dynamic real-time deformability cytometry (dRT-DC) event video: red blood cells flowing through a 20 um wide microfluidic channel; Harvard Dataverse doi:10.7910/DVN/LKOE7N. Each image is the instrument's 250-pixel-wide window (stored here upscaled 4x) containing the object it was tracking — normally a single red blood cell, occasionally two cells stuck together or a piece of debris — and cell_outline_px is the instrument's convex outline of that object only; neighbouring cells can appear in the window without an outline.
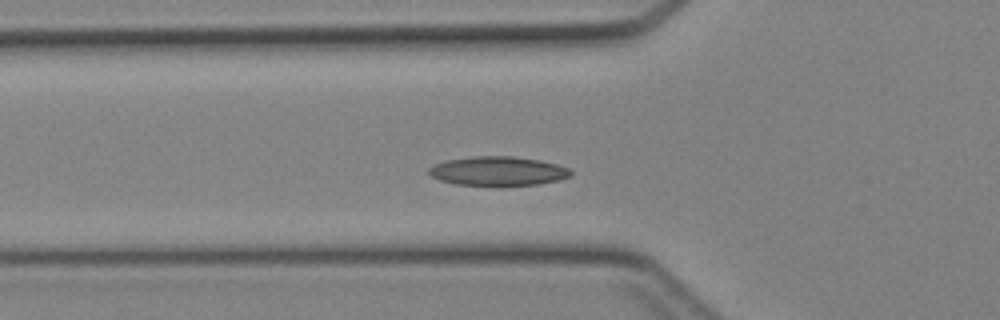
{"species": "Egyptian fruit bat (a non-hibernating species)", "species_latin": "Rousettus aegyptiacus", "temperature_condition": "cold", "stored_images_in_passage": 32, "camera_frame_rate_fps": 3000, "um_per_image_px": 0.085, "animal": {"sex": "female"}, "frame": {"image": 1, "passage_image": 2, "time_ms": 0.333, "image_size_px": [1000, 320], "cell_outline_px": [[572, 176], [560, 180], [540, 184], [500, 188], [456, 184], [440, 180], [432, 176], [428, 172], [428, 168], [444, 160], [472, 156], [512, 156], [540, 160], [556, 164], [568, 168], [572, 172]], "centroid_in_image_um": [42.34, 14.58], "position_along_channel_um": 83.5, "area_um2": 24.97}}
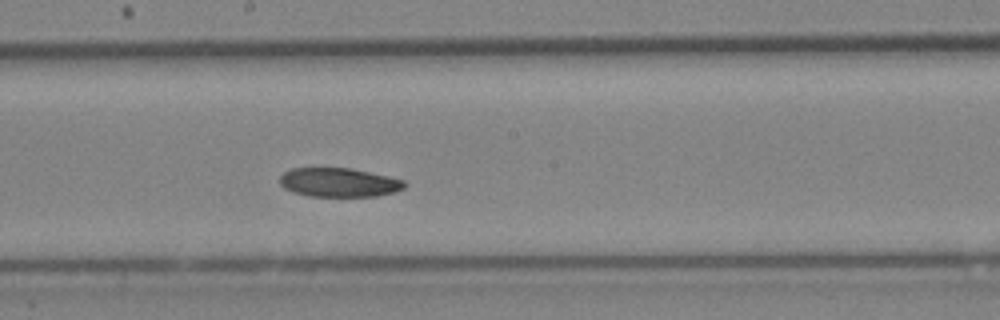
{"frame": {"image": 2, "passage_image": 11, "time_ms": 3.333, "image_size_px": [1000, 320], "cell_outline_px": [[408, 184], [404, 188], [396, 192], [376, 196], [308, 196], [292, 192], [284, 188], [280, 184], [280, 176], [284, 172], [292, 168], [352, 168], [388, 176], [404, 180]], "centroid_in_image_um": [28.82, 15.51], "position_along_channel_um": 219.4, "area_um2": 21.21}}
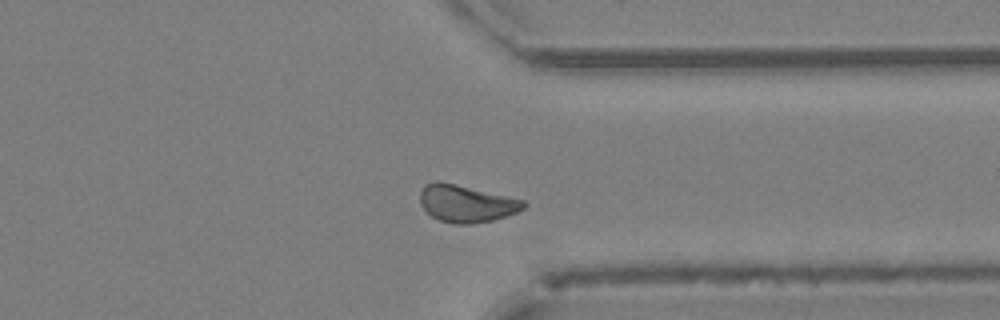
{"frame": {"image": 3, "passage_image": 21, "time_ms": 6.667, "image_size_px": [1000, 320], "cell_outline_px": [[528, 204], [524, 208], [516, 212], [492, 220], [472, 224], [452, 224], [440, 220], [432, 216], [420, 204], [420, 192], [424, 184], [436, 180], [456, 184], [524, 200]], "centroid_in_image_um": [39.61, 17.29], "position_along_channel_um": 371.8, "area_um2": 22.37}}